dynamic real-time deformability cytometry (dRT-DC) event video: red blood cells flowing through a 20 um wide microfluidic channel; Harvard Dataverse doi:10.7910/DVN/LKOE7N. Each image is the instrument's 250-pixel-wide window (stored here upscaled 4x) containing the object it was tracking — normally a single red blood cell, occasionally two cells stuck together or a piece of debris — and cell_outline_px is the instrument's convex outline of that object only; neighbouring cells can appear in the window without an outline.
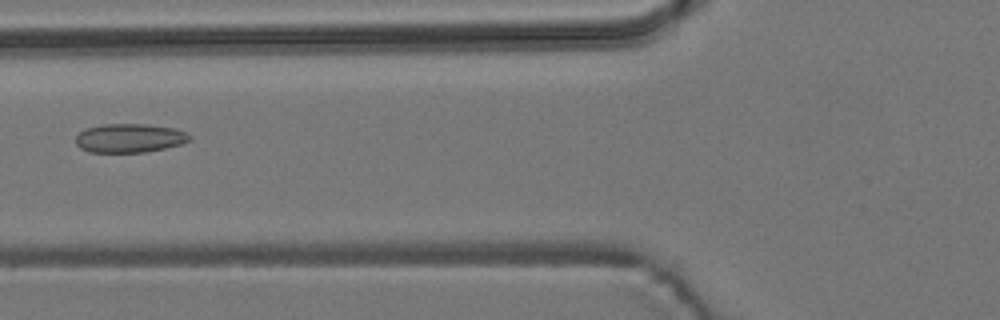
{"species": "common noctule bat (a hibernating species)", "species_latin": "Nyctalus noctula", "temperature_condition": "room temperature", "stored_images_in_passage": 6, "camera_frame_rate_fps": 3000, "um_per_image_px": 0.085, "animal": {"sex": "male", "body_mass_g": 19.2, "forearm_length_mm": 51.8}, "frame": {"image": 1, "passage_image": 6, "time_ms": 6.0, "image_size_px": [1000, 320], "cell_outline_px": [[192, 136], [188, 140], [180, 144], [164, 148], [144, 152], [88, 152], [80, 148], [76, 144], [76, 136], [84, 128], [104, 124], [144, 124], [176, 128]], "centroid_in_image_um": [10.97, 11.73], "position_along_channel_um": 114.8, "area_um2": 19.07}}